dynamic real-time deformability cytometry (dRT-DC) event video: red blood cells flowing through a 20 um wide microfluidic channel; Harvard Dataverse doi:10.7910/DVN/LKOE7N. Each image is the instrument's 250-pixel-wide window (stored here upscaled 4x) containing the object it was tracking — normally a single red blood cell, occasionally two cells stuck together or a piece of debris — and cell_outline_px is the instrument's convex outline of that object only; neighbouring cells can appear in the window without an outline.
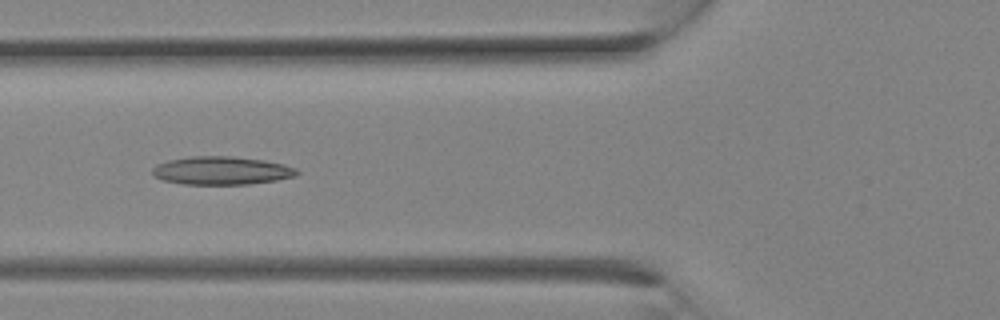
{"species": "Egyptian fruit bat (a non-hibernating species)", "species_latin": "Rousettus aegyptiacus", "temperature_condition": "room temperature", "stored_images_in_passage": 13, "camera_frame_rate_fps": 3000, "um_per_image_px": 0.085, "animal": {"sex": "female"}, "frame": {"image": 1, "passage_image": 10, "time_ms": 3.0, "image_size_px": [1000, 320], "cell_outline_px": [[300, 172], [296, 176], [276, 180], [248, 184], [184, 184], [164, 180], [156, 176], [152, 172], [152, 168], [156, 164], [168, 160], [192, 156], [232, 156], [264, 160], [284, 164], [296, 168]], "centroid_in_image_um": [18.86, 14.49], "position_along_channel_um": 106.9, "area_um2": 23.7}}
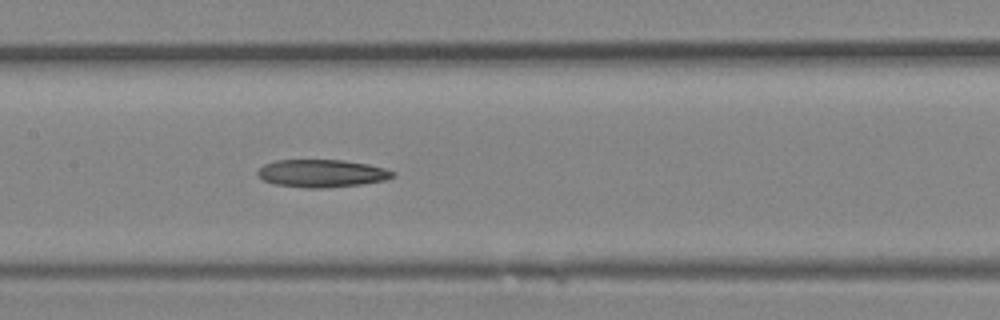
{"frame": {"image": 2, "passage_image": 13, "time_ms": 4.0, "image_size_px": [1000, 320], "cell_outline_px": [[396, 176], [384, 180], [360, 184], [324, 188], [304, 188], [276, 184], [264, 180], [256, 172], [264, 164], [276, 160], [344, 160], [368, 164], [384, 168], [396, 172]], "centroid_in_image_um": [27.37, 14.73], "position_along_channel_um": 180.0, "area_um2": 21.73}}